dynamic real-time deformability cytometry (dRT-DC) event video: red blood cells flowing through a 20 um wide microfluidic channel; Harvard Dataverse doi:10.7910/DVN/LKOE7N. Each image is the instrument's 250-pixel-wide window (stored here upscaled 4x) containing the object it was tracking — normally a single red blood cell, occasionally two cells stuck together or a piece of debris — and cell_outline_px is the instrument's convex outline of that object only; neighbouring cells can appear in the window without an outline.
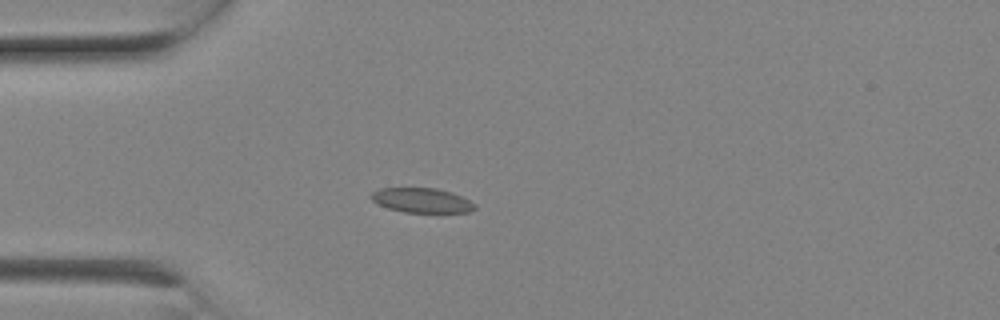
{"species": "Egyptian fruit bat (a non-hibernating species)", "species_latin": "Rousettus aegyptiacus", "temperature_condition": "room temperature", "stored_images_in_passage": 9, "camera_frame_rate_fps": 3000, "um_per_image_px": 0.085, "animal": {"sex": "female"}, "frame": {"image": 1, "passage_image": 6, "time_ms": 1.667, "image_size_px": [1000, 320], "cell_outline_px": [[476, 208], [468, 212], [404, 212], [388, 208], [372, 200], [368, 196], [372, 192], [380, 188], [436, 188], [452, 192], [476, 204]], "centroid_in_image_um": [35.83, 17.02], "position_along_channel_um": 49.2, "area_um2": 14.8}}
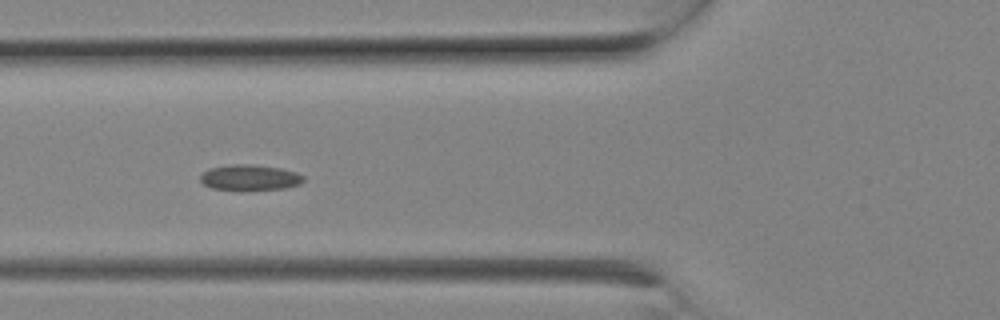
{"frame": {"image": 2, "passage_image": 8, "time_ms": 2.333, "image_size_px": [1000, 320], "cell_outline_px": [[304, 180], [300, 184], [284, 188], [212, 188], [204, 184], [200, 180], [200, 176], [208, 168], [232, 164], [248, 164], [280, 168], [296, 172], [304, 176]], "centroid_in_image_um": [21.24, 15.05], "position_along_channel_um": 104.6, "area_um2": 14.8}}
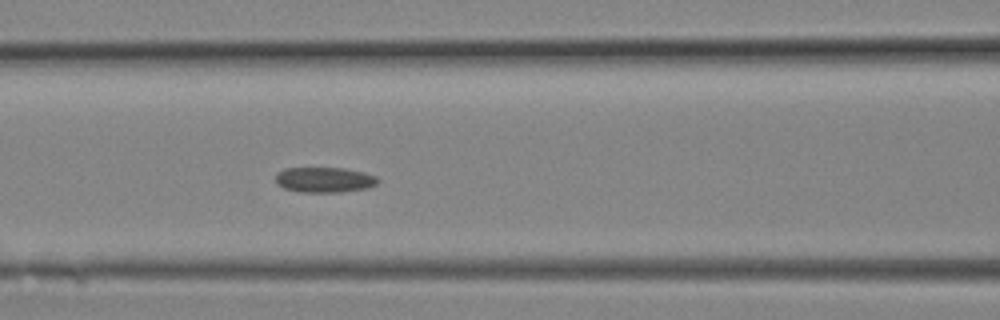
{"frame": {"image": 3, "passage_image": 9, "time_ms": 2.667, "image_size_px": [1000, 320], "cell_outline_px": [[380, 180], [376, 184], [368, 188], [340, 192], [300, 192], [284, 188], [276, 184], [276, 172], [284, 168], [344, 168], [364, 172], [376, 176]], "centroid_in_image_um": [27.57, 15.28], "position_along_channel_um": 139.0, "area_um2": 15.2}}